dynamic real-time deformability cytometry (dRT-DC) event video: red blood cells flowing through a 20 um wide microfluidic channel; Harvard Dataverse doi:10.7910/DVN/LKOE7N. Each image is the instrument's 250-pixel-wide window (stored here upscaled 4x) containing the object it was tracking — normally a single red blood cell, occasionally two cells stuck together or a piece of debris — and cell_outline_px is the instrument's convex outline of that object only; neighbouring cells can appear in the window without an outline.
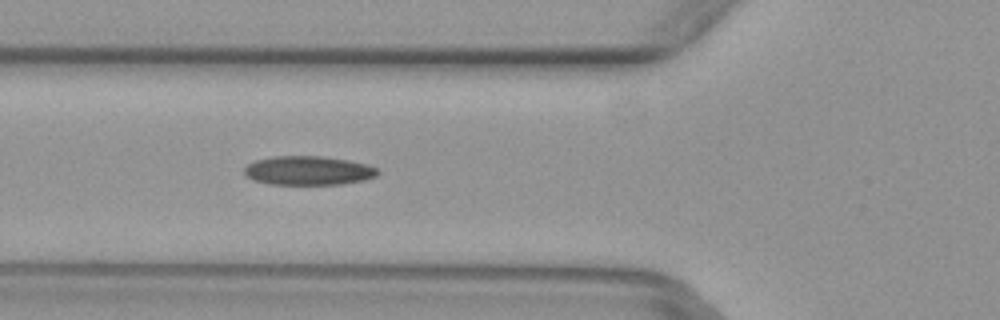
{"species": "common noctule bat (a hibernating species)", "species_latin": "Nyctalus noctula", "temperature_condition": "warm", "stored_images_in_passage": 6, "camera_frame_rate_fps": 3000, "um_per_image_px": 0.085, "animal": {"sex": "female", "body_mass_g": 29.2, "forearm_length_mm": 56.3}, "frame": {"image": 1, "passage_image": 6, "time_ms": 1.667, "image_size_px": [1000, 320], "cell_outline_px": [[380, 172], [376, 176], [364, 180], [340, 184], [268, 184], [252, 180], [244, 176], [244, 168], [248, 164], [256, 160], [272, 156], [320, 156], [348, 160], [368, 164], [376, 168]], "centroid_in_image_um": [26.18, 14.5], "position_along_channel_um": 99.6, "area_um2": 22.66}}